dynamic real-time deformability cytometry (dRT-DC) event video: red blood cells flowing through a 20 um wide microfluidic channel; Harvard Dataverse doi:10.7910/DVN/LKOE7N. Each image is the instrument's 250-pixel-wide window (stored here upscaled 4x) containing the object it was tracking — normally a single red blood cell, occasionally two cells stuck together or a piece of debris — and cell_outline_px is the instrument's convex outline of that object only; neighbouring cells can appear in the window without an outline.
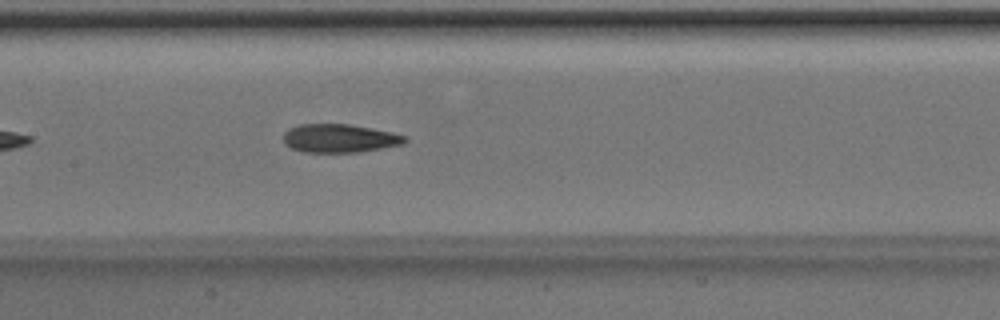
{"species": "Egyptian fruit bat (a non-hibernating species)", "species_latin": "Rousettus aegyptiacus", "temperature_condition": "room temperature", "stored_images_in_passage": 39, "camera_frame_rate_fps": 3000, "um_per_image_px": 0.085, "animal": {"sex": "male"}, "frame": {"image": 1, "passage_image": 12, "time_ms": 3.667, "image_size_px": [1000, 320], "cell_outline_px": [[408, 140], [404, 144], [360, 152], [304, 152], [292, 148], [284, 144], [284, 132], [288, 128], [300, 124], [348, 124], [372, 128], [392, 132], [404, 136]], "centroid_in_image_um": [28.85, 11.75], "position_along_channel_um": 178.5, "area_um2": 20.17}}
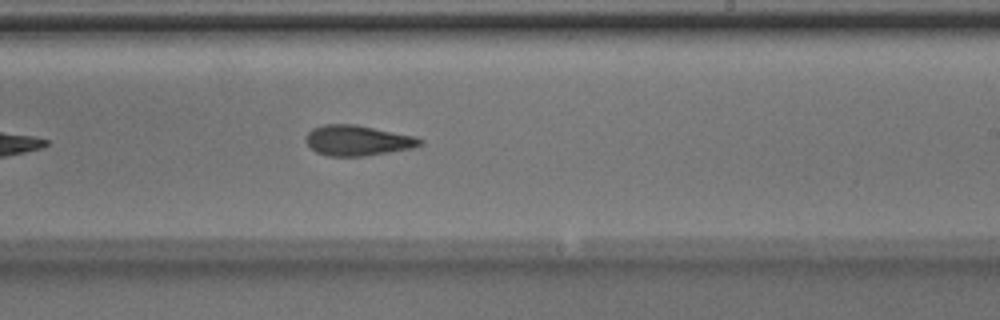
{"frame": {"image": 2, "passage_image": 18, "time_ms": 5.667, "image_size_px": [1000, 320], "cell_outline_px": [[424, 144], [412, 148], [364, 156], [328, 156], [316, 152], [304, 140], [308, 132], [312, 128], [324, 124], [356, 124], [416, 136], [424, 140]], "centroid_in_image_um": [30.41, 11.93], "position_along_channel_um": 258.6, "area_um2": 20.35}}
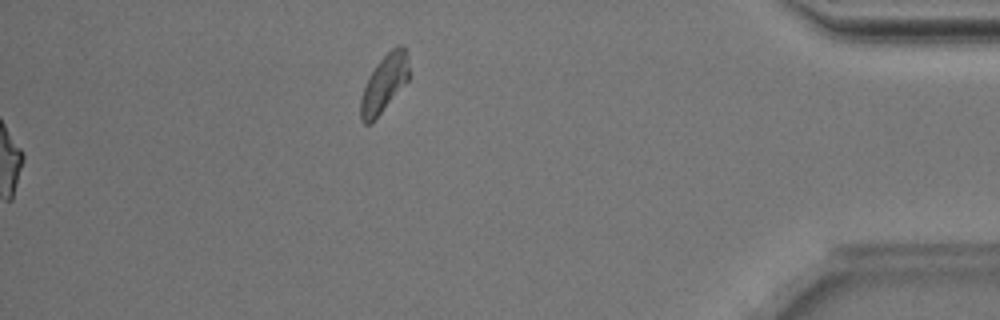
{"frame": {"image": 3, "passage_image": 39, "time_ms": 12.667, "image_size_px": [1000, 320], "cell_outline_px": [[408, 80], [380, 112], [368, 124], [364, 124], [360, 120], [360, 100], [368, 76], [376, 64], [396, 44], [404, 44], [408, 64]], "centroid_in_image_um": [32.64, 7.05], "position_along_channel_um": 402.6, "area_um2": 15.72}, "authors_computed_cell_mechanics": {"area_um2": 19.941, "velocity_mm_per_s": 4.0145, "shape_relaxation_time_tau1_ms": 3.9046, "shape_relaxation_time_tau2_ms": 3.3729, "deformation_change_tau1": 0.1314, "deformation_change_tau2": 0.1253}}